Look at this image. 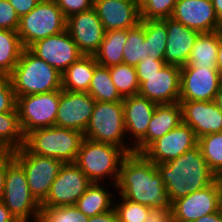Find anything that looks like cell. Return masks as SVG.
Masks as SVG:
<instances>
[{
	"mask_svg": "<svg viewBox=\"0 0 222 222\" xmlns=\"http://www.w3.org/2000/svg\"><path fill=\"white\" fill-rule=\"evenodd\" d=\"M116 189L120 196L150 207L172 208L156 164L142 153H129L122 162Z\"/></svg>",
	"mask_w": 222,
	"mask_h": 222,
	"instance_id": "1",
	"label": "cell"
},
{
	"mask_svg": "<svg viewBox=\"0 0 222 222\" xmlns=\"http://www.w3.org/2000/svg\"><path fill=\"white\" fill-rule=\"evenodd\" d=\"M156 167L172 202L206 188L217 176L208 167L198 145L173 160L156 164Z\"/></svg>",
	"mask_w": 222,
	"mask_h": 222,
	"instance_id": "2",
	"label": "cell"
},
{
	"mask_svg": "<svg viewBox=\"0 0 222 222\" xmlns=\"http://www.w3.org/2000/svg\"><path fill=\"white\" fill-rule=\"evenodd\" d=\"M15 96L43 94L62 89V74L24 48L9 75Z\"/></svg>",
	"mask_w": 222,
	"mask_h": 222,
	"instance_id": "3",
	"label": "cell"
},
{
	"mask_svg": "<svg viewBox=\"0 0 222 222\" xmlns=\"http://www.w3.org/2000/svg\"><path fill=\"white\" fill-rule=\"evenodd\" d=\"M128 153L119 146L83 138L75 164L91 182L100 183L106 176L118 181L120 168ZM101 180V181H100Z\"/></svg>",
	"mask_w": 222,
	"mask_h": 222,
	"instance_id": "4",
	"label": "cell"
},
{
	"mask_svg": "<svg viewBox=\"0 0 222 222\" xmlns=\"http://www.w3.org/2000/svg\"><path fill=\"white\" fill-rule=\"evenodd\" d=\"M83 138V133L77 130L52 126L28 133L24 146L32 154L53 157L64 163H74Z\"/></svg>",
	"mask_w": 222,
	"mask_h": 222,
	"instance_id": "5",
	"label": "cell"
},
{
	"mask_svg": "<svg viewBox=\"0 0 222 222\" xmlns=\"http://www.w3.org/2000/svg\"><path fill=\"white\" fill-rule=\"evenodd\" d=\"M83 135L92 141L119 146L128 154L133 152V147L128 146V143L124 141L126 128L122 101H96Z\"/></svg>",
	"mask_w": 222,
	"mask_h": 222,
	"instance_id": "6",
	"label": "cell"
},
{
	"mask_svg": "<svg viewBox=\"0 0 222 222\" xmlns=\"http://www.w3.org/2000/svg\"><path fill=\"white\" fill-rule=\"evenodd\" d=\"M67 18L56 1L41 0L28 14L20 18L18 35L22 46L29 48L38 40L66 30Z\"/></svg>",
	"mask_w": 222,
	"mask_h": 222,
	"instance_id": "7",
	"label": "cell"
},
{
	"mask_svg": "<svg viewBox=\"0 0 222 222\" xmlns=\"http://www.w3.org/2000/svg\"><path fill=\"white\" fill-rule=\"evenodd\" d=\"M12 153L25 171L30 193L41 204L65 163L53 157L32 154L24 145Z\"/></svg>",
	"mask_w": 222,
	"mask_h": 222,
	"instance_id": "8",
	"label": "cell"
},
{
	"mask_svg": "<svg viewBox=\"0 0 222 222\" xmlns=\"http://www.w3.org/2000/svg\"><path fill=\"white\" fill-rule=\"evenodd\" d=\"M2 202L17 222L40 217L41 206L30 193L24 169L15 160L7 167Z\"/></svg>",
	"mask_w": 222,
	"mask_h": 222,
	"instance_id": "9",
	"label": "cell"
},
{
	"mask_svg": "<svg viewBox=\"0 0 222 222\" xmlns=\"http://www.w3.org/2000/svg\"><path fill=\"white\" fill-rule=\"evenodd\" d=\"M60 90L43 94L16 96V108L23 135L38 128L55 126Z\"/></svg>",
	"mask_w": 222,
	"mask_h": 222,
	"instance_id": "10",
	"label": "cell"
},
{
	"mask_svg": "<svg viewBox=\"0 0 222 222\" xmlns=\"http://www.w3.org/2000/svg\"><path fill=\"white\" fill-rule=\"evenodd\" d=\"M92 182L75 163H65L40 206L76 205Z\"/></svg>",
	"mask_w": 222,
	"mask_h": 222,
	"instance_id": "11",
	"label": "cell"
},
{
	"mask_svg": "<svg viewBox=\"0 0 222 222\" xmlns=\"http://www.w3.org/2000/svg\"><path fill=\"white\" fill-rule=\"evenodd\" d=\"M180 73V66L165 64L152 75H137L140 85L138 94L157 105L177 103L180 98Z\"/></svg>",
	"mask_w": 222,
	"mask_h": 222,
	"instance_id": "12",
	"label": "cell"
},
{
	"mask_svg": "<svg viewBox=\"0 0 222 222\" xmlns=\"http://www.w3.org/2000/svg\"><path fill=\"white\" fill-rule=\"evenodd\" d=\"M221 83L217 68L181 66L179 101H213Z\"/></svg>",
	"mask_w": 222,
	"mask_h": 222,
	"instance_id": "13",
	"label": "cell"
},
{
	"mask_svg": "<svg viewBox=\"0 0 222 222\" xmlns=\"http://www.w3.org/2000/svg\"><path fill=\"white\" fill-rule=\"evenodd\" d=\"M28 49L61 74L84 56L67 30L38 40Z\"/></svg>",
	"mask_w": 222,
	"mask_h": 222,
	"instance_id": "14",
	"label": "cell"
},
{
	"mask_svg": "<svg viewBox=\"0 0 222 222\" xmlns=\"http://www.w3.org/2000/svg\"><path fill=\"white\" fill-rule=\"evenodd\" d=\"M194 130L184 123L151 143L142 154L154 164L166 163L196 147Z\"/></svg>",
	"mask_w": 222,
	"mask_h": 222,
	"instance_id": "15",
	"label": "cell"
},
{
	"mask_svg": "<svg viewBox=\"0 0 222 222\" xmlns=\"http://www.w3.org/2000/svg\"><path fill=\"white\" fill-rule=\"evenodd\" d=\"M95 102L88 92H71L61 89L55 126L84 133Z\"/></svg>",
	"mask_w": 222,
	"mask_h": 222,
	"instance_id": "16",
	"label": "cell"
},
{
	"mask_svg": "<svg viewBox=\"0 0 222 222\" xmlns=\"http://www.w3.org/2000/svg\"><path fill=\"white\" fill-rule=\"evenodd\" d=\"M66 30L85 56H94L103 41L105 30L94 8L67 18Z\"/></svg>",
	"mask_w": 222,
	"mask_h": 222,
	"instance_id": "17",
	"label": "cell"
},
{
	"mask_svg": "<svg viewBox=\"0 0 222 222\" xmlns=\"http://www.w3.org/2000/svg\"><path fill=\"white\" fill-rule=\"evenodd\" d=\"M218 211L219 190L216 181L172 202L174 222H191Z\"/></svg>",
	"mask_w": 222,
	"mask_h": 222,
	"instance_id": "18",
	"label": "cell"
},
{
	"mask_svg": "<svg viewBox=\"0 0 222 222\" xmlns=\"http://www.w3.org/2000/svg\"><path fill=\"white\" fill-rule=\"evenodd\" d=\"M171 18L200 33L219 31L222 28L211 0H177Z\"/></svg>",
	"mask_w": 222,
	"mask_h": 222,
	"instance_id": "19",
	"label": "cell"
},
{
	"mask_svg": "<svg viewBox=\"0 0 222 222\" xmlns=\"http://www.w3.org/2000/svg\"><path fill=\"white\" fill-rule=\"evenodd\" d=\"M93 8L105 32L127 30L141 21L139 0H93Z\"/></svg>",
	"mask_w": 222,
	"mask_h": 222,
	"instance_id": "20",
	"label": "cell"
},
{
	"mask_svg": "<svg viewBox=\"0 0 222 222\" xmlns=\"http://www.w3.org/2000/svg\"><path fill=\"white\" fill-rule=\"evenodd\" d=\"M182 123L189 125L197 139L222 132V112L213 101H179Z\"/></svg>",
	"mask_w": 222,
	"mask_h": 222,
	"instance_id": "21",
	"label": "cell"
},
{
	"mask_svg": "<svg viewBox=\"0 0 222 222\" xmlns=\"http://www.w3.org/2000/svg\"><path fill=\"white\" fill-rule=\"evenodd\" d=\"M167 30V45L164 61L166 64L184 66L200 32L188 28L172 18L161 19Z\"/></svg>",
	"mask_w": 222,
	"mask_h": 222,
	"instance_id": "22",
	"label": "cell"
},
{
	"mask_svg": "<svg viewBox=\"0 0 222 222\" xmlns=\"http://www.w3.org/2000/svg\"><path fill=\"white\" fill-rule=\"evenodd\" d=\"M123 112L126 135H132V147H136L145 137L149 122L157 104L139 94L123 98ZM135 138V139H134Z\"/></svg>",
	"mask_w": 222,
	"mask_h": 222,
	"instance_id": "23",
	"label": "cell"
},
{
	"mask_svg": "<svg viewBox=\"0 0 222 222\" xmlns=\"http://www.w3.org/2000/svg\"><path fill=\"white\" fill-rule=\"evenodd\" d=\"M182 123L180 103L157 105L149 122L146 137L133 148L134 153H142L151 143L167 134Z\"/></svg>",
	"mask_w": 222,
	"mask_h": 222,
	"instance_id": "24",
	"label": "cell"
},
{
	"mask_svg": "<svg viewBox=\"0 0 222 222\" xmlns=\"http://www.w3.org/2000/svg\"><path fill=\"white\" fill-rule=\"evenodd\" d=\"M97 65L94 56H82L62 73V89L88 92Z\"/></svg>",
	"mask_w": 222,
	"mask_h": 222,
	"instance_id": "25",
	"label": "cell"
},
{
	"mask_svg": "<svg viewBox=\"0 0 222 222\" xmlns=\"http://www.w3.org/2000/svg\"><path fill=\"white\" fill-rule=\"evenodd\" d=\"M126 41L127 30L106 31L103 41L94 54L98 65L109 68L123 63L124 45Z\"/></svg>",
	"mask_w": 222,
	"mask_h": 222,
	"instance_id": "26",
	"label": "cell"
},
{
	"mask_svg": "<svg viewBox=\"0 0 222 222\" xmlns=\"http://www.w3.org/2000/svg\"><path fill=\"white\" fill-rule=\"evenodd\" d=\"M219 31L200 33L188 58L187 64L194 68H217Z\"/></svg>",
	"mask_w": 222,
	"mask_h": 222,
	"instance_id": "27",
	"label": "cell"
},
{
	"mask_svg": "<svg viewBox=\"0 0 222 222\" xmlns=\"http://www.w3.org/2000/svg\"><path fill=\"white\" fill-rule=\"evenodd\" d=\"M112 194L100 183L92 182L77 200L76 207L87 217L110 211L114 208Z\"/></svg>",
	"mask_w": 222,
	"mask_h": 222,
	"instance_id": "28",
	"label": "cell"
},
{
	"mask_svg": "<svg viewBox=\"0 0 222 222\" xmlns=\"http://www.w3.org/2000/svg\"><path fill=\"white\" fill-rule=\"evenodd\" d=\"M25 136L19 123L18 111L0 113V152H13L20 149Z\"/></svg>",
	"mask_w": 222,
	"mask_h": 222,
	"instance_id": "29",
	"label": "cell"
},
{
	"mask_svg": "<svg viewBox=\"0 0 222 222\" xmlns=\"http://www.w3.org/2000/svg\"><path fill=\"white\" fill-rule=\"evenodd\" d=\"M24 47L17 31L0 29V76H9Z\"/></svg>",
	"mask_w": 222,
	"mask_h": 222,
	"instance_id": "30",
	"label": "cell"
},
{
	"mask_svg": "<svg viewBox=\"0 0 222 222\" xmlns=\"http://www.w3.org/2000/svg\"><path fill=\"white\" fill-rule=\"evenodd\" d=\"M88 93L99 102L123 101L117 91L108 67L97 65L90 82Z\"/></svg>",
	"mask_w": 222,
	"mask_h": 222,
	"instance_id": "31",
	"label": "cell"
},
{
	"mask_svg": "<svg viewBox=\"0 0 222 222\" xmlns=\"http://www.w3.org/2000/svg\"><path fill=\"white\" fill-rule=\"evenodd\" d=\"M150 57L145 44L144 20L127 29V41L124 45L123 63L136 67L139 62Z\"/></svg>",
	"mask_w": 222,
	"mask_h": 222,
	"instance_id": "32",
	"label": "cell"
},
{
	"mask_svg": "<svg viewBox=\"0 0 222 222\" xmlns=\"http://www.w3.org/2000/svg\"><path fill=\"white\" fill-rule=\"evenodd\" d=\"M147 53L158 60H164L167 45V30L162 20H144Z\"/></svg>",
	"mask_w": 222,
	"mask_h": 222,
	"instance_id": "33",
	"label": "cell"
},
{
	"mask_svg": "<svg viewBox=\"0 0 222 222\" xmlns=\"http://www.w3.org/2000/svg\"><path fill=\"white\" fill-rule=\"evenodd\" d=\"M109 71L117 91L123 98L139 93L136 67L121 63L109 67Z\"/></svg>",
	"mask_w": 222,
	"mask_h": 222,
	"instance_id": "34",
	"label": "cell"
},
{
	"mask_svg": "<svg viewBox=\"0 0 222 222\" xmlns=\"http://www.w3.org/2000/svg\"><path fill=\"white\" fill-rule=\"evenodd\" d=\"M197 145L208 167L216 175L222 174V132L202 136Z\"/></svg>",
	"mask_w": 222,
	"mask_h": 222,
	"instance_id": "35",
	"label": "cell"
},
{
	"mask_svg": "<svg viewBox=\"0 0 222 222\" xmlns=\"http://www.w3.org/2000/svg\"><path fill=\"white\" fill-rule=\"evenodd\" d=\"M40 217L45 222H88L89 219L75 205L41 206Z\"/></svg>",
	"mask_w": 222,
	"mask_h": 222,
	"instance_id": "36",
	"label": "cell"
},
{
	"mask_svg": "<svg viewBox=\"0 0 222 222\" xmlns=\"http://www.w3.org/2000/svg\"><path fill=\"white\" fill-rule=\"evenodd\" d=\"M177 0H139L141 20L171 18Z\"/></svg>",
	"mask_w": 222,
	"mask_h": 222,
	"instance_id": "37",
	"label": "cell"
},
{
	"mask_svg": "<svg viewBox=\"0 0 222 222\" xmlns=\"http://www.w3.org/2000/svg\"><path fill=\"white\" fill-rule=\"evenodd\" d=\"M119 204H114V209L119 222H145L150 208L120 196Z\"/></svg>",
	"mask_w": 222,
	"mask_h": 222,
	"instance_id": "38",
	"label": "cell"
},
{
	"mask_svg": "<svg viewBox=\"0 0 222 222\" xmlns=\"http://www.w3.org/2000/svg\"><path fill=\"white\" fill-rule=\"evenodd\" d=\"M16 107V96L9 76H0V113L11 112Z\"/></svg>",
	"mask_w": 222,
	"mask_h": 222,
	"instance_id": "39",
	"label": "cell"
},
{
	"mask_svg": "<svg viewBox=\"0 0 222 222\" xmlns=\"http://www.w3.org/2000/svg\"><path fill=\"white\" fill-rule=\"evenodd\" d=\"M20 18L8 0H0V29L18 31Z\"/></svg>",
	"mask_w": 222,
	"mask_h": 222,
	"instance_id": "40",
	"label": "cell"
},
{
	"mask_svg": "<svg viewBox=\"0 0 222 222\" xmlns=\"http://www.w3.org/2000/svg\"><path fill=\"white\" fill-rule=\"evenodd\" d=\"M56 3L66 18L93 8V0H56Z\"/></svg>",
	"mask_w": 222,
	"mask_h": 222,
	"instance_id": "41",
	"label": "cell"
},
{
	"mask_svg": "<svg viewBox=\"0 0 222 222\" xmlns=\"http://www.w3.org/2000/svg\"><path fill=\"white\" fill-rule=\"evenodd\" d=\"M165 64L164 60H158L153 56L147 57L145 61L137 64V75H152L159 72Z\"/></svg>",
	"mask_w": 222,
	"mask_h": 222,
	"instance_id": "42",
	"label": "cell"
},
{
	"mask_svg": "<svg viewBox=\"0 0 222 222\" xmlns=\"http://www.w3.org/2000/svg\"><path fill=\"white\" fill-rule=\"evenodd\" d=\"M145 222H174L172 208L150 207Z\"/></svg>",
	"mask_w": 222,
	"mask_h": 222,
	"instance_id": "43",
	"label": "cell"
},
{
	"mask_svg": "<svg viewBox=\"0 0 222 222\" xmlns=\"http://www.w3.org/2000/svg\"><path fill=\"white\" fill-rule=\"evenodd\" d=\"M14 161L12 152H0V201L4 194V183L7 167Z\"/></svg>",
	"mask_w": 222,
	"mask_h": 222,
	"instance_id": "44",
	"label": "cell"
},
{
	"mask_svg": "<svg viewBox=\"0 0 222 222\" xmlns=\"http://www.w3.org/2000/svg\"><path fill=\"white\" fill-rule=\"evenodd\" d=\"M19 18L30 13L41 0H8Z\"/></svg>",
	"mask_w": 222,
	"mask_h": 222,
	"instance_id": "45",
	"label": "cell"
},
{
	"mask_svg": "<svg viewBox=\"0 0 222 222\" xmlns=\"http://www.w3.org/2000/svg\"><path fill=\"white\" fill-rule=\"evenodd\" d=\"M88 222H119L115 209L89 217Z\"/></svg>",
	"mask_w": 222,
	"mask_h": 222,
	"instance_id": "46",
	"label": "cell"
},
{
	"mask_svg": "<svg viewBox=\"0 0 222 222\" xmlns=\"http://www.w3.org/2000/svg\"><path fill=\"white\" fill-rule=\"evenodd\" d=\"M0 222H17L2 201H0Z\"/></svg>",
	"mask_w": 222,
	"mask_h": 222,
	"instance_id": "47",
	"label": "cell"
},
{
	"mask_svg": "<svg viewBox=\"0 0 222 222\" xmlns=\"http://www.w3.org/2000/svg\"><path fill=\"white\" fill-rule=\"evenodd\" d=\"M191 222H222V214L218 211L208 215H204L199 219Z\"/></svg>",
	"mask_w": 222,
	"mask_h": 222,
	"instance_id": "48",
	"label": "cell"
},
{
	"mask_svg": "<svg viewBox=\"0 0 222 222\" xmlns=\"http://www.w3.org/2000/svg\"><path fill=\"white\" fill-rule=\"evenodd\" d=\"M217 69L219 70L222 77V31L219 30V45L217 52Z\"/></svg>",
	"mask_w": 222,
	"mask_h": 222,
	"instance_id": "49",
	"label": "cell"
},
{
	"mask_svg": "<svg viewBox=\"0 0 222 222\" xmlns=\"http://www.w3.org/2000/svg\"><path fill=\"white\" fill-rule=\"evenodd\" d=\"M214 7L215 14L222 23V0H211Z\"/></svg>",
	"mask_w": 222,
	"mask_h": 222,
	"instance_id": "50",
	"label": "cell"
},
{
	"mask_svg": "<svg viewBox=\"0 0 222 222\" xmlns=\"http://www.w3.org/2000/svg\"><path fill=\"white\" fill-rule=\"evenodd\" d=\"M213 102L217 105L222 112V83L219 85L218 91L215 94Z\"/></svg>",
	"mask_w": 222,
	"mask_h": 222,
	"instance_id": "51",
	"label": "cell"
},
{
	"mask_svg": "<svg viewBox=\"0 0 222 222\" xmlns=\"http://www.w3.org/2000/svg\"><path fill=\"white\" fill-rule=\"evenodd\" d=\"M219 190V212L222 214V174L216 176Z\"/></svg>",
	"mask_w": 222,
	"mask_h": 222,
	"instance_id": "52",
	"label": "cell"
},
{
	"mask_svg": "<svg viewBox=\"0 0 222 222\" xmlns=\"http://www.w3.org/2000/svg\"><path fill=\"white\" fill-rule=\"evenodd\" d=\"M33 222H45L41 217L33 219Z\"/></svg>",
	"mask_w": 222,
	"mask_h": 222,
	"instance_id": "53",
	"label": "cell"
}]
</instances>
